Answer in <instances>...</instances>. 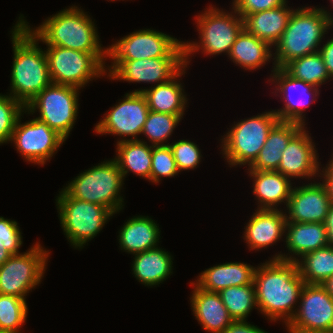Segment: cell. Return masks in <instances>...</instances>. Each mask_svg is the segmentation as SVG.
I'll return each instance as SVG.
<instances>
[{
	"label": "cell",
	"instance_id": "cell-42",
	"mask_svg": "<svg viewBox=\"0 0 333 333\" xmlns=\"http://www.w3.org/2000/svg\"><path fill=\"white\" fill-rule=\"evenodd\" d=\"M222 333H268L247 321H233Z\"/></svg>",
	"mask_w": 333,
	"mask_h": 333
},
{
	"label": "cell",
	"instance_id": "cell-38",
	"mask_svg": "<svg viewBox=\"0 0 333 333\" xmlns=\"http://www.w3.org/2000/svg\"><path fill=\"white\" fill-rule=\"evenodd\" d=\"M150 181L159 183L161 177H174L179 171L172 150L167 146H152Z\"/></svg>",
	"mask_w": 333,
	"mask_h": 333
},
{
	"label": "cell",
	"instance_id": "cell-25",
	"mask_svg": "<svg viewBox=\"0 0 333 333\" xmlns=\"http://www.w3.org/2000/svg\"><path fill=\"white\" fill-rule=\"evenodd\" d=\"M255 270L244 262L223 263L204 270L194 283L206 291L219 292L231 286L254 284Z\"/></svg>",
	"mask_w": 333,
	"mask_h": 333
},
{
	"label": "cell",
	"instance_id": "cell-14",
	"mask_svg": "<svg viewBox=\"0 0 333 333\" xmlns=\"http://www.w3.org/2000/svg\"><path fill=\"white\" fill-rule=\"evenodd\" d=\"M18 118L10 142L26 161L44 165L66 140L45 122L34 118L21 123Z\"/></svg>",
	"mask_w": 333,
	"mask_h": 333
},
{
	"label": "cell",
	"instance_id": "cell-24",
	"mask_svg": "<svg viewBox=\"0 0 333 333\" xmlns=\"http://www.w3.org/2000/svg\"><path fill=\"white\" fill-rule=\"evenodd\" d=\"M248 173L253 178V193L258 199L257 209H278V204L285 203L287 206L292 192V182L290 178L278 171H258L248 169ZM277 205V207H276Z\"/></svg>",
	"mask_w": 333,
	"mask_h": 333
},
{
	"label": "cell",
	"instance_id": "cell-7",
	"mask_svg": "<svg viewBox=\"0 0 333 333\" xmlns=\"http://www.w3.org/2000/svg\"><path fill=\"white\" fill-rule=\"evenodd\" d=\"M60 224L71 246L82 249L110 220L108 208L70 197L63 189L56 198Z\"/></svg>",
	"mask_w": 333,
	"mask_h": 333
},
{
	"label": "cell",
	"instance_id": "cell-28",
	"mask_svg": "<svg viewBox=\"0 0 333 333\" xmlns=\"http://www.w3.org/2000/svg\"><path fill=\"white\" fill-rule=\"evenodd\" d=\"M303 127L297 122L278 121L270 130L265 144L248 169L276 171L282 158V151Z\"/></svg>",
	"mask_w": 333,
	"mask_h": 333
},
{
	"label": "cell",
	"instance_id": "cell-26",
	"mask_svg": "<svg viewBox=\"0 0 333 333\" xmlns=\"http://www.w3.org/2000/svg\"><path fill=\"white\" fill-rule=\"evenodd\" d=\"M293 10L287 6L286 1L276 8L246 15L243 17V28L273 47L286 29Z\"/></svg>",
	"mask_w": 333,
	"mask_h": 333
},
{
	"label": "cell",
	"instance_id": "cell-3",
	"mask_svg": "<svg viewBox=\"0 0 333 333\" xmlns=\"http://www.w3.org/2000/svg\"><path fill=\"white\" fill-rule=\"evenodd\" d=\"M21 15L18 21L40 42L78 50L84 53H107L102 48L97 27L81 7L71 6L48 17L33 29Z\"/></svg>",
	"mask_w": 333,
	"mask_h": 333
},
{
	"label": "cell",
	"instance_id": "cell-31",
	"mask_svg": "<svg viewBox=\"0 0 333 333\" xmlns=\"http://www.w3.org/2000/svg\"><path fill=\"white\" fill-rule=\"evenodd\" d=\"M116 145V153H118L114 160L118 164L123 178H126L129 172H133L150 181L152 146L141 139L126 140L118 142Z\"/></svg>",
	"mask_w": 333,
	"mask_h": 333
},
{
	"label": "cell",
	"instance_id": "cell-12",
	"mask_svg": "<svg viewBox=\"0 0 333 333\" xmlns=\"http://www.w3.org/2000/svg\"><path fill=\"white\" fill-rule=\"evenodd\" d=\"M111 60H139L157 57H185L184 41L151 29H140L107 48Z\"/></svg>",
	"mask_w": 333,
	"mask_h": 333
},
{
	"label": "cell",
	"instance_id": "cell-9",
	"mask_svg": "<svg viewBox=\"0 0 333 333\" xmlns=\"http://www.w3.org/2000/svg\"><path fill=\"white\" fill-rule=\"evenodd\" d=\"M46 46L52 83L83 89L93 79L106 75L107 53H84L60 46Z\"/></svg>",
	"mask_w": 333,
	"mask_h": 333
},
{
	"label": "cell",
	"instance_id": "cell-19",
	"mask_svg": "<svg viewBox=\"0 0 333 333\" xmlns=\"http://www.w3.org/2000/svg\"><path fill=\"white\" fill-rule=\"evenodd\" d=\"M304 126L287 144L282 151V158L278 166L279 173L288 178H312L319 175L320 162L318 151Z\"/></svg>",
	"mask_w": 333,
	"mask_h": 333
},
{
	"label": "cell",
	"instance_id": "cell-8",
	"mask_svg": "<svg viewBox=\"0 0 333 333\" xmlns=\"http://www.w3.org/2000/svg\"><path fill=\"white\" fill-rule=\"evenodd\" d=\"M279 121L274 110L239 121L221 139L222 155L232 166L248 165L255 161L268 134Z\"/></svg>",
	"mask_w": 333,
	"mask_h": 333
},
{
	"label": "cell",
	"instance_id": "cell-44",
	"mask_svg": "<svg viewBox=\"0 0 333 333\" xmlns=\"http://www.w3.org/2000/svg\"><path fill=\"white\" fill-rule=\"evenodd\" d=\"M324 224L327 230L328 244L333 246V203L330 205Z\"/></svg>",
	"mask_w": 333,
	"mask_h": 333
},
{
	"label": "cell",
	"instance_id": "cell-21",
	"mask_svg": "<svg viewBox=\"0 0 333 333\" xmlns=\"http://www.w3.org/2000/svg\"><path fill=\"white\" fill-rule=\"evenodd\" d=\"M257 209L244 230V240L249 250L259 251L272 246L285 234L286 209L283 210ZM283 211V212H282Z\"/></svg>",
	"mask_w": 333,
	"mask_h": 333
},
{
	"label": "cell",
	"instance_id": "cell-35",
	"mask_svg": "<svg viewBox=\"0 0 333 333\" xmlns=\"http://www.w3.org/2000/svg\"><path fill=\"white\" fill-rule=\"evenodd\" d=\"M26 300L14 295L0 294V333H21L27 319Z\"/></svg>",
	"mask_w": 333,
	"mask_h": 333
},
{
	"label": "cell",
	"instance_id": "cell-30",
	"mask_svg": "<svg viewBox=\"0 0 333 333\" xmlns=\"http://www.w3.org/2000/svg\"><path fill=\"white\" fill-rule=\"evenodd\" d=\"M271 46L258 39L244 28L236 37L228 54L230 60L245 70H256L274 59Z\"/></svg>",
	"mask_w": 333,
	"mask_h": 333
},
{
	"label": "cell",
	"instance_id": "cell-27",
	"mask_svg": "<svg viewBox=\"0 0 333 333\" xmlns=\"http://www.w3.org/2000/svg\"><path fill=\"white\" fill-rule=\"evenodd\" d=\"M159 230L158 224L149 216L129 218L119 231V247L133 255L154 249L159 243Z\"/></svg>",
	"mask_w": 333,
	"mask_h": 333
},
{
	"label": "cell",
	"instance_id": "cell-13",
	"mask_svg": "<svg viewBox=\"0 0 333 333\" xmlns=\"http://www.w3.org/2000/svg\"><path fill=\"white\" fill-rule=\"evenodd\" d=\"M288 333H333V298L320 284H304Z\"/></svg>",
	"mask_w": 333,
	"mask_h": 333
},
{
	"label": "cell",
	"instance_id": "cell-48",
	"mask_svg": "<svg viewBox=\"0 0 333 333\" xmlns=\"http://www.w3.org/2000/svg\"><path fill=\"white\" fill-rule=\"evenodd\" d=\"M322 183L325 185L331 202L333 203V180H322Z\"/></svg>",
	"mask_w": 333,
	"mask_h": 333
},
{
	"label": "cell",
	"instance_id": "cell-5",
	"mask_svg": "<svg viewBox=\"0 0 333 333\" xmlns=\"http://www.w3.org/2000/svg\"><path fill=\"white\" fill-rule=\"evenodd\" d=\"M123 175L114 159L106 160L80 173L63 190L75 199L102 205L114 214L121 211Z\"/></svg>",
	"mask_w": 333,
	"mask_h": 333
},
{
	"label": "cell",
	"instance_id": "cell-10",
	"mask_svg": "<svg viewBox=\"0 0 333 333\" xmlns=\"http://www.w3.org/2000/svg\"><path fill=\"white\" fill-rule=\"evenodd\" d=\"M79 88L51 83L43 89L23 110L26 114L40 113L37 119L45 122L65 140L78 116Z\"/></svg>",
	"mask_w": 333,
	"mask_h": 333
},
{
	"label": "cell",
	"instance_id": "cell-32",
	"mask_svg": "<svg viewBox=\"0 0 333 333\" xmlns=\"http://www.w3.org/2000/svg\"><path fill=\"white\" fill-rule=\"evenodd\" d=\"M305 284H320L333 275V246L308 252L296 261Z\"/></svg>",
	"mask_w": 333,
	"mask_h": 333
},
{
	"label": "cell",
	"instance_id": "cell-40",
	"mask_svg": "<svg viewBox=\"0 0 333 333\" xmlns=\"http://www.w3.org/2000/svg\"><path fill=\"white\" fill-rule=\"evenodd\" d=\"M21 234L17 221L0 216V240L4 249L12 255L20 254L19 249L23 244Z\"/></svg>",
	"mask_w": 333,
	"mask_h": 333
},
{
	"label": "cell",
	"instance_id": "cell-11",
	"mask_svg": "<svg viewBox=\"0 0 333 333\" xmlns=\"http://www.w3.org/2000/svg\"><path fill=\"white\" fill-rule=\"evenodd\" d=\"M49 255L38 242L28 251L12 255L0 266V294L26 299L27 293L41 283Z\"/></svg>",
	"mask_w": 333,
	"mask_h": 333
},
{
	"label": "cell",
	"instance_id": "cell-47",
	"mask_svg": "<svg viewBox=\"0 0 333 333\" xmlns=\"http://www.w3.org/2000/svg\"><path fill=\"white\" fill-rule=\"evenodd\" d=\"M322 286L325 288L327 293L333 298V275L327 278L323 283Z\"/></svg>",
	"mask_w": 333,
	"mask_h": 333
},
{
	"label": "cell",
	"instance_id": "cell-45",
	"mask_svg": "<svg viewBox=\"0 0 333 333\" xmlns=\"http://www.w3.org/2000/svg\"><path fill=\"white\" fill-rule=\"evenodd\" d=\"M319 172V174L321 175H319V177L324 178L323 180H333V156L332 160L329 161L328 164H326L322 171L320 169Z\"/></svg>",
	"mask_w": 333,
	"mask_h": 333
},
{
	"label": "cell",
	"instance_id": "cell-4",
	"mask_svg": "<svg viewBox=\"0 0 333 333\" xmlns=\"http://www.w3.org/2000/svg\"><path fill=\"white\" fill-rule=\"evenodd\" d=\"M331 27L333 15L322 7L304 6L293 10L286 29L274 46L273 65L283 68L293 59L318 52L322 38Z\"/></svg>",
	"mask_w": 333,
	"mask_h": 333
},
{
	"label": "cell",
	"instance_id": "cell-16",
	"mask_svg": "<svg viewBox=\"0 0 333 333\" xmlns=\"http://www.w3.org/2000/svg\"><path fill=\"white\" fill-rule=\"evenodd\" d=\"M112 61L110 66H106V75L108 74L109 79L124 80L129 83L152 82L154 84L155 82L154 85L169 81L185 66V57Z\"/></svg>",
	"mask_w": 333,
	"mask_h": 333
},
{
	"label": "cell",
	"instance_id": "cell-23",
	"mask_svg": "<svg viewBox=\"0 0 333 333\" xmlns=\"http://www.w3.org/2000/svg\"><path fill=\"white\" fill-rule=\"evenodd\" d=\"M186 68L187 65L165 83L158 84L149 89H137L132 91V93H142L146 97L150 111L184 115L188 99L179 78L186 73Z\"/></svg>",
	"mask_w": 333,
	"mask_h": 333
},
{
	"label": "cell",
	"instance_id": "cell-20",
	"mask_svg": "<svg viewBox=\"0 0 333 333\" xmlns=\"http://www.w3.org/2000/svg\"><path fill=\"white\" fill-rule=\"evenodd\" d=\"M284 239L292 256L285 253L276 254L272 260L296 262L304 254L328 246V235L324 223L287 222ZM288 255V256H287ZM297 257H295V256Z\"/></svg>",
	"mask_w": 333,
	"mask_h": 333
},
{
	"label": "cell",
	"instance_id": "cell-36",
	"mask_svg": "<svg viewBox=\"0 0 333 333\" xmlns=\"http://www.w3.org/2000/svg\"><path fill=\"white\" fill-rule=\"evenodd\" d=\"M182 118L183 115L149 111L141 134L148 137L151 146H167L168 138Z\"/></svg>",
	"mask_w": 333,
	"mask_h": 333
},
{
	"label": "cell",
	"instance_id": "cell-33",
	"mask_svg": "<svg viewBox=\"0 0 333 333\" xmlns=\"http://www.w3.org/2000/svg\"><path fill=\"white\" fill-rule=\"evenodd\" d=\"M283 68L292 77L316 87L332 79L319 52L293 59Z\"/></svg>",
	"mask_w": 333,
	"mask_h": 333
},
{
	"label": "cell",
	"instance_id": "cell-17",
	"mask_svg": "<svg viewBox=\"0 0 333 333\" xmlns=\"http://www.w3.org/2000/svg\"><path fill=\"white\" fill-rule=\"evenodd\" d=\"M272 67L271 72L273 73L270 74L272 77L270 81L275 82V87L277 86L275 94L278 92L282 94L285 103L282 109H277V111L275 109L274 113L278 116L279 121L297 122L305 126L306 117L303 113L306 107L316 101V97L320 94L319 88L292 77L284 68ZM309 96L312 99H307Z\"/></svg>",
	"mask_w": 333,
	"mask_h": 333
},
{
	"label": "cell",
	"instance_id": "cell-18",
	"mask_svg": "<svg viewBox=\"0 0 333 333\" xmlns=\"http://www.w3.org/2000/svg\"><path fill=\"white\" fill-rule=\"evenodd\" d=\"M325 185L321 182L293 187L287 203V222L324 223L331 205Z\"/></svg>",
	"mask_w": 333,
	"mask_h": 333
},
{
	"label": "cell",
	"instance_id": "cell-37",
	"mask_svg": "<svg viewBox=\"0 0 333 333\" xmlns=\"http://www.w3.org/2000/svg\"><path fill=\"white\" fill-rule=\"evenodd\" d=\"M24 109L11 95L0 94V145L10 142L16 122Z\"/></svg>",
	"mask_w": 333,
	"mask_h": 333
},
{
	"label": "cell",
	"instance_id": "cell-15",
	"mask_svg": "<svg viewBox=\"0 0 333 333\" xmlns=\"http://www.w3.org/2000/svg\"><path fill=\"white\" fill-rule=\"evenodd\" d=\"M104 114V118L99 121L94 132L98 134H112L123 136L118 142L126 140H138V135L142 133L149 107L146 97L142 93H126L124 99L120 100ZM131 136V139H125Z\"/></svg>",
	"mask_w": 333,
	"mask_h": 333
},
{
	"label": "cell",
	"instance_id": "cell-6",
	"mask_svg": "<svg viewBox=\"0 0 333 333\" xmlns=\"http://www.w3.org/2000/svg\"><path fill=\"white\" fill-rule=\"evenodd\" d=\"M207 9V10H206ZM197 15L199 42H184L185 65L190 63L191 54L202 50L207 55L229 54L236 37L243 29V18L234 10L226 12L212 5Z\"/></svg>",
	"mask_w": 333,
	"mask_h": 333
},
{
	"label": "cell",
	"instance_id": "cell-46",
	"mask_svg": "<svg viewBox=\"0 0 333 333\" xmlns=\"http://www.w3.org/2000/svg\"><path fill=\"white\" fill-rule=\"evenodd\" d=\"M11 256L12 254L4 249V245L0 240V266L4 264Z\"/></svg>",
	"mask_w": 333,
	"mask_h": 333
},
{
	"label": "cell",
	"instance_id": "cell-41",
	"mask_svg": "<svg viewBox=\"0 0 333 333\" xmlns=\"http://www.w3.org/2000/svg\"><path fill=\"white\" fill-rule=\"evenodd\" d=\"M287 0H233L232 7L243 18L246 15L270 10L283 5Z\"/></svg>",
	"mask_w": 333,
	"mask_h": 333
},
{
	"label": "cell",
	"instance_id": "cell-22",
	"mask_svg": "<svg viewBox=\"0 0 333 333\" xmlns=\"http://www.w3.org/2000/svg\"><path fill=\"white\" fill-rule=\"evenodd\" d=\"M190 298L191 309L202 328L210 333H222L234 320L223 304L218 292L199 288L194 282Z\"/></svg>",
	"mask_w": 333,
	"mask_h": 333
},
{
	"label": "cell",
	"instance_id": "cell-43",
	"mask_svg": "<svg viewBox=\"0 0 333 333\" xmlns=\"http://www.w3.org/2000/svg\"><path fill=\"white\" fill-rule=\"evenodd\" d=\"M318 52L323 58L329 76L333 79V38L327 40Z\"/></svg>",
	"mask_w": 333,
	"mask_h": 333
},
{
	"label": "cell",
	"instance_id": "cell-39",
	"mask_svg": "<svg viewBox=\"0 0 333 333\" xmlns=\"http://www.w3.org/2000/svg\"><path fill=\"white\" fill-rule=\"evenodd\" d=\"M169 146L179 172L197 168L196 166L201 162L202 154L196 143L183 139Z\"/></svg>",
	"mask_w": 333,
	"mask_h": 333
},
{
	"label": "cell",
	"instance_id": "cell-34",
	"mask_svg": "<svg viewBox=\"0 0 333 333\" xmlns=\"http://www.w3.org/2000/svg\"><path fill=\"white\" fill-rule=\"evenodd\" d=\"M234 321H246L253 308H257L254 284L231 286L218 292Z\"/></svg>",
	"mask_w": 333,
	"mask_h": 333
},
{
	"label": "cell",
	"instance_id": "cell-1",
	"mask_svg": "<svg viewBox=\"0 0 333 333\" xmlns=\"http://www.w3.org/2000/svg\"><path fill=\"white\" fill-rule=\"evenodd\" d=\"M253 283L257 310L268 320L282 319L286 325L296 312L305 284L296 262L270 259L261 263L256 267Z\"/></svg>",
	"mask_w": 333,
	"mask_h": 333
},
{
	"label": "cell",
	"instance_id": "cell-2",
	"mask_svg": "<svg viewBox=\"0 0 333 333\" xmlns=\"http://www.w3.org/2000/svg\"><path fill=\"white\" fill-rule=\"evenodd\" d=\"M13 28L9 95L26 107L52 81L45 50L38 46V40L19 21Z\"/></svg>",
	"mask_w": 333,
	"mask_h": 333
},
{
	"label": "cell",
	"instance_id": "cell-29",
	"mask_svg": "<svg viewBox=\"0 0 333 333\" xmlns=\"http://www.w3.org/2000/svg\"><path fill=\"white\" fill-rule=\"evenodd\" d=\"M172 257L168 251L160 247L135 254L133 274L145 286L159 285L173 272Z\"/></svg>",
	"mask_w": 333,
	"mask_h": 333
}]
</instances>
